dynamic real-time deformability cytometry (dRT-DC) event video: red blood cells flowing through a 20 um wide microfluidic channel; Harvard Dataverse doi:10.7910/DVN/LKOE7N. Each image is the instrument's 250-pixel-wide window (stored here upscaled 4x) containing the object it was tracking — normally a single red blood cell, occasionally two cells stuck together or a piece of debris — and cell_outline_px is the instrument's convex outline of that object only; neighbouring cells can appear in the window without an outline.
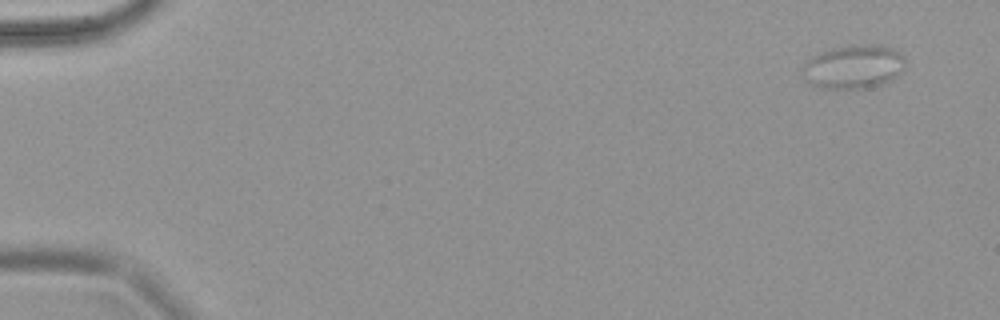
{"species": "common noctule bat (a hibernating species)", "species_latin": "Nyctalus noctula", "temperature_condition": "warm", "stored_images_in_passage": 6, "camera_frame_rate_fps": 3000, "um_per_image_px": 0.085, "animal": {"sex": "female", "body_mass_g": 18.4}, "frame": {"image": 1, "passage_image": 1, "time_ms": 0.0, "image_size_px": [1000, 320], "cell_outline_px": [[904, 68], [892, 80], [884, 84], [864, 88], [820, 88], [808, 84], [804, 80], [800, 72], [804, 60], [820, 52], [832, 48], [852, 44], [880, 44], [892, 48], [900, 52], [904, 56]], "centroid_in_image_um": [72.5, 5.66], "position_along_channel_um": 12.5, "area_um2": 26.88}}
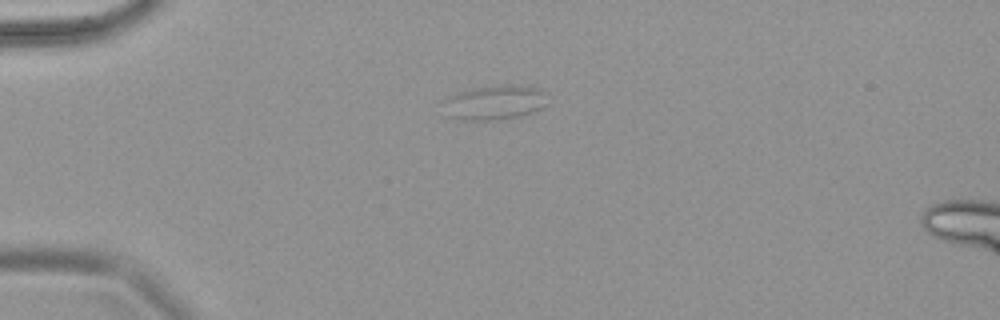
{"frame": {"image": 2, "passage_image": 5, "time_ms": 1.333, "image_size_px": [1000, 320], "cell_outline_px": [[548, 104], [532, 112], [520, 116], [492, 120], [460, 120], [448, 116], [436, 100], [456, 92], [476, 88], [504, 84], [528, 84], [540, 88], [548, 92]], "centroid_in_image_um": [42.01, 8.68], "position_along_channel_um": 43.0, "area_um2": 22.08}}